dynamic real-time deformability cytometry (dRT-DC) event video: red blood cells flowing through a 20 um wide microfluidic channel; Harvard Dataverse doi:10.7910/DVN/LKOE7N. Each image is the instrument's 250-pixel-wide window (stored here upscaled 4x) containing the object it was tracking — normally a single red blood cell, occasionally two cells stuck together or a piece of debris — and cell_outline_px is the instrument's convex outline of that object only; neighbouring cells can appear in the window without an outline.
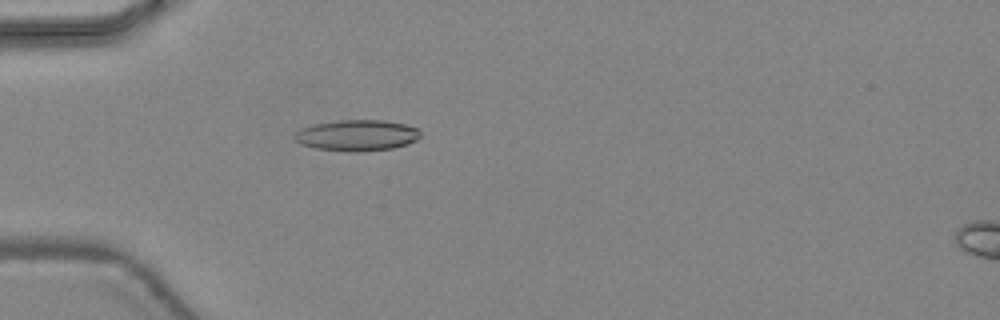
{"species": "common noctule bat (a hibernating species)", "species_latin": "Nyctalus noctula", "temperature_condition": "warm", "stored_images_in_passage": 47, "camera_frame_rate_fps": 3000, "um_per_image_px": 0.085, "animal": {"sex": "female", "body_mass_g": 24.6, "forearm_length_mm": 56.2}, "frame": {"image": 1, "passage_image": 15, "time_ms": 4.667, "image_size_px": [1000, 320], "cell_outline_px": [[420, 136], [416, 140], [408, 144], [392, 148], [356, 152], [348, 152], [316, 148], [300, 144], [292, 136], [300, 128], [312, 124], [340, 120], [384, 120], [404, 124], [420, 128]], "centroid_in_image_um": [30.33, 11.5], "position_along_channel_um": 54.7, "area_um2": 22.95}}
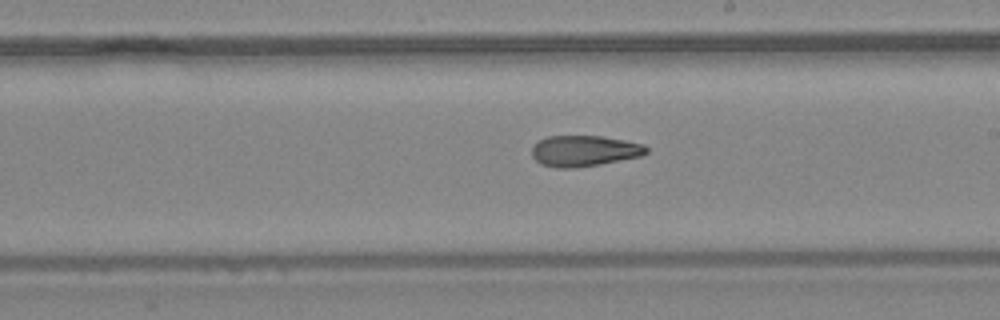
{"frame": {"image": 2, "passage_image": 28, "time_ms": 9.0, "image_size_px": [1000, 320], "cell_outline_px": [[648, 152], [640, 156], [576, 168], [556, 168], [540, 164], [532, 156], [532, 144], [548, 136], [600, 136], [624, 140], [644, 144], [648, 148]], "centroid_in_image_um": [49.62, 12.82], "position_along_channel_um": 239.4, "area_um2": 20.58}}
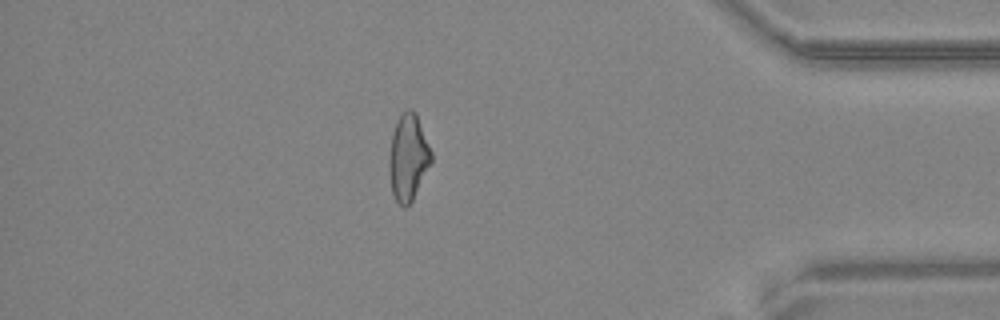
{"frame": {"image": 3, "passage_image": 41, "time_ms": 13.333, "image_size_px": [1000, 320], "cell_outline_px": [[432, 160], [412, 200], [404, 208], [396, 200], [392, 192], [388, 168], [388, 160], [392, 132], [400, 116], [408, 108], [412, 108], [416, 112], [432, 152]], "centroid_in_image_um": [34.68, 13.35], "position_along_channel_um": 400.5, "area_um2": 21.04}, "authors_computed_cell_mechanics": {"area_um2": 21.2704, "velocity_mm_per_s": 4.5117, "shape_relaxation_time_tau1_ms": 10.0292, "shape_relaxation_time_tau2_ms": 2.7881, "deformation_change_tau1": 0.2818, "deformation_change_tau2": 0.1225}}